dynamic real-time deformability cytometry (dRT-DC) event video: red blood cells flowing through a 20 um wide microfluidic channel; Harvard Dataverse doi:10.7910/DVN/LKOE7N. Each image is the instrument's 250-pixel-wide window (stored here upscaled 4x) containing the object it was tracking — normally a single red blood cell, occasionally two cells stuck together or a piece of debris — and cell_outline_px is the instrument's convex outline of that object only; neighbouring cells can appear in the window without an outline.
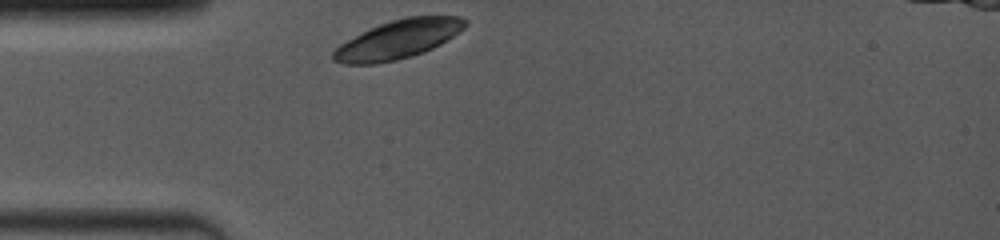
{"species": "common noctule bat (a hibernating species)", "species_latin": "Nyctalus noctula", "temperature_condition": "room temperature", "stored_images_in_passage": 21, "camera_frame_rate_fps": 4000, "um_per_image_px": 0.085, "animal": {"sex": "female", "body_mass_g": 19.0, "forearm_length_mm": 53.3}, "frame": {"image": 1, "passage_image": 1, "time_ms": 0.0, "image_size_px": [1000, 240], "cell_outline_px": [[468, 24], [464, 28], [440, 44], [424, 52], [412, 56], [396, 60], [376, 64], [344, 64], [332, 60], [332, 52], [340, 44], [368, 28], [392, 20], [408, 16], [460, 16], [468, 20]], "centroid_in_image_um": [33.83, 3.35], "position_along_channel_um": 51.2, "area_um2": 29.71}}